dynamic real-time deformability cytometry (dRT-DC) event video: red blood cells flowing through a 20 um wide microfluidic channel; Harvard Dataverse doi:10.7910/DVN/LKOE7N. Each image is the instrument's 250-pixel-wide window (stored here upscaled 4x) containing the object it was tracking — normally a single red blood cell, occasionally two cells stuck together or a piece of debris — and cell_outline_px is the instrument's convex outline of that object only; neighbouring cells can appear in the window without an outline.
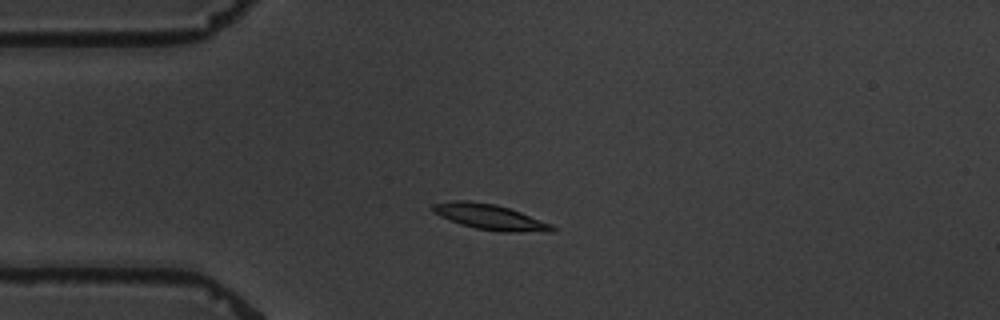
{"species": "common noctule bat (a hibernating species)", "species_latin": "Nyctalus noctula", "temperature_condition": "warm", "stored_images_in_passage": 1, "camera_frame_rate_fps": 3000, "um_per_image_px": 0.085, "animal": {"sex": "male", "body_mass_g": 19.5, "forearm_length_mm": 54.6}, "frame": {"image": 1, "passage_image": 1, "time_ms": 0.0, "image_size_px": [1000, 320], "cell_outline_px": [[556, 228], [552, 232], [504, 232], [476, 228], [460, 224], [440, 216], [432, 212], [432, 204], [456, 200], [468, 200], [496, 204], [520, 212], [552, 224]], "centroid_in_image_um": [41.65, 18.44], "position_along_channel_um": 43.3, "area_um2": 17.69}}